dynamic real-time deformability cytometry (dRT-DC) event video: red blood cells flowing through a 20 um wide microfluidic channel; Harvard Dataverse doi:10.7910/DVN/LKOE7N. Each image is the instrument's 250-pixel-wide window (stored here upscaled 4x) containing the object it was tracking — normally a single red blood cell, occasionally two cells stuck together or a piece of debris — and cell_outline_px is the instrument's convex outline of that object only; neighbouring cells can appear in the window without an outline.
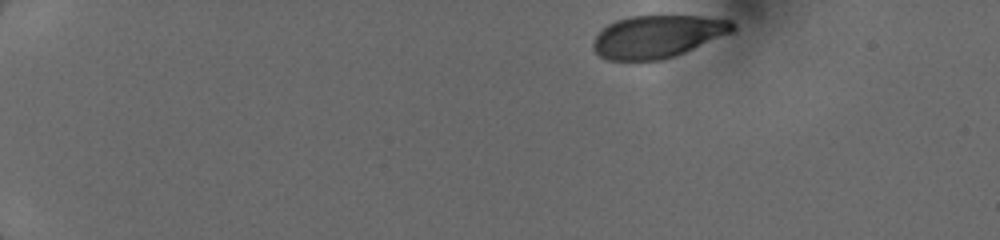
{"species": "human", "species_latin": "Homo sapiens", "temperature_condition": "cold", "stored_images_in_passage": 5, "camera_frame_rate_fps": 3000, "um_per_image_px": 0.085, "donor": {"sex": "female"}, "frame": {"image": 1, "passage_image": 1, "time_ms": 0.0, "image_size_px": [1000, 240], "cell_outline_px": [[736, 32], [684, 52], [660, 60], [608, 60], [600, 56], [592, 48], [592, 40], [608, 24], [616, 20], [628, 16], [700, 16], [732, 20], [736, 24]], "centroid_in_image_um": [55.94, 3.09], "position_along_channel_um": 29.1, "area_um2": 34.74}}
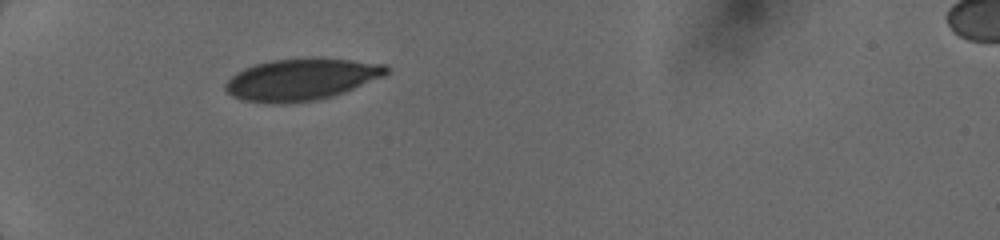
{"frame": {"image": 2, "passage_image": 4, "time_ms": 3.0, "image_size_px": [1000, 240], "cell_outline_px": [[392, 68], [384, 76], [344, 92], [332, 96], [316, 100], [288, 104], [272, 104], [244, 100], [232, 96], [224, 88], [224, 84], [236, 72], [244, 68], [256, 64], [272, 60], [312, 56], [352, 60], [384, 64]], "centroid_in_image_um": [25.62, 6.74], "position_along_channel_um": 59.4, "area_um2": 39.65}}